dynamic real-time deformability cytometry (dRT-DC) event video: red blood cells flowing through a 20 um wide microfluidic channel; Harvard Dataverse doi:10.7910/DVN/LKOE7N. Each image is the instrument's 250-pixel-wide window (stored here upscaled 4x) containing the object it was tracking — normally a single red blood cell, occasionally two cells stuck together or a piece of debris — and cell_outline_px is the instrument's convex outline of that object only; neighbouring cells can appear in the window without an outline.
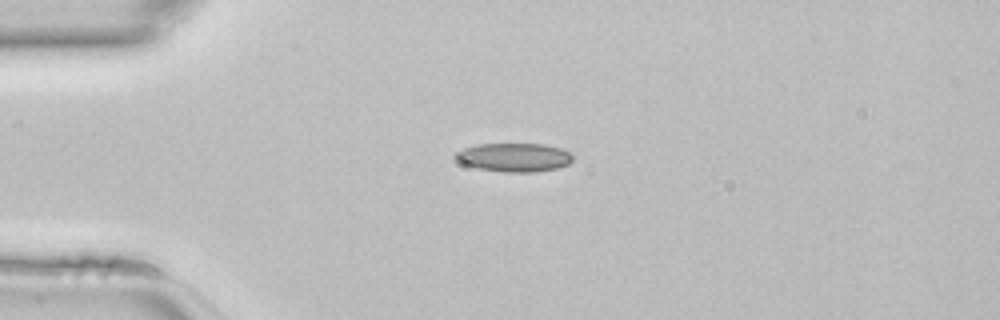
{"species": "common noctule bat (a hibernating species)", "species_latin": "Nyctalus noctula", "temperature_condition": "room temperature", "stored_images_in_passage": 35, "camera_frame_rate_fps": 3000, "um_per_image_px": 0.085, "animal": {"sex": "female", "body_mass_g": 22.7, "forearm_length_mm": 54.2}, "frame": {"image": 1, "passage_image": 1, "time_ms": 0.0, "image_size_px": [1000, 320], "cell_outline_px": [[572, 160], [568, 164], [556, 168], [536, 172], [504, 172], [480, 168], [464, 164], [456, 160], [452, 156], [456, 152], [464, 148], [476, 144], [544, 144], [560, 148], [568, 152], [572, 156]], "centroid_in_image_um": [43.67, 13.37], "position_along_channel_um": 41.3, "area_um2": 19.48}}
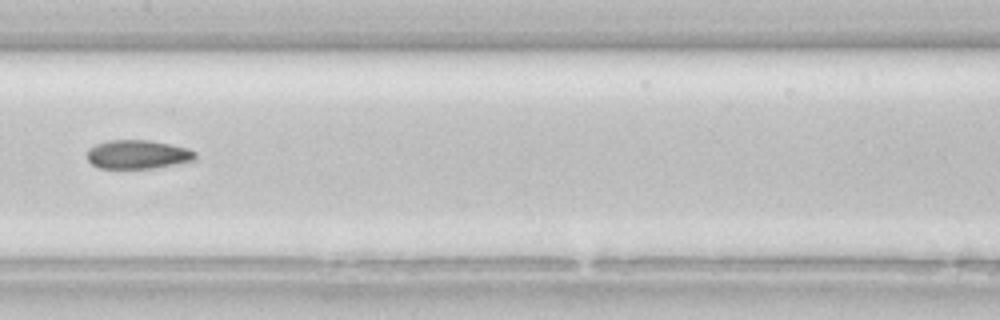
{"frame": {"image": 2, "passage_image": 13, "time_ms": 4.0, "image_size_px": [1000, 320], "cell_outline_px": [[196, 160], [152, 168], [100, 168], [92, 164], [88, 160], [88, 148], [96, 144], [108, 140], [148, 140], [188, 148], [196, 152]], "centroid_in_image_um": [11.7, 13.12], "position_along_channel_um": 195.7, "area_um2": 18.03}}
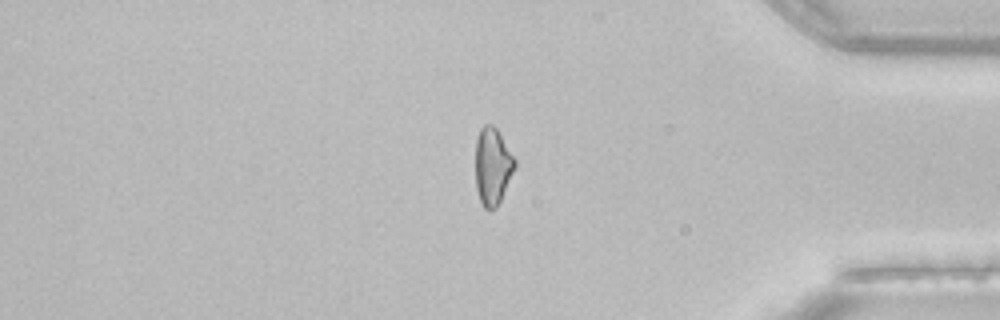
{"frame": {"image": 3, "passage_image": 28, "time_ms": 9.0, "image_size_px": [1000, 320], "cell_outline_px": [[516, 164], [500, 200], [496, 208], [488, 212], [484, 208], [480, 200], [476, 188], [476, 140], [480, 128], [484, 124], [492, 124], [496, 128], [516, 160]], "centroid_in_image_um": [41.85, 14.13], "position_along_channel_um": 393.4, "area_um2": 17.51}}